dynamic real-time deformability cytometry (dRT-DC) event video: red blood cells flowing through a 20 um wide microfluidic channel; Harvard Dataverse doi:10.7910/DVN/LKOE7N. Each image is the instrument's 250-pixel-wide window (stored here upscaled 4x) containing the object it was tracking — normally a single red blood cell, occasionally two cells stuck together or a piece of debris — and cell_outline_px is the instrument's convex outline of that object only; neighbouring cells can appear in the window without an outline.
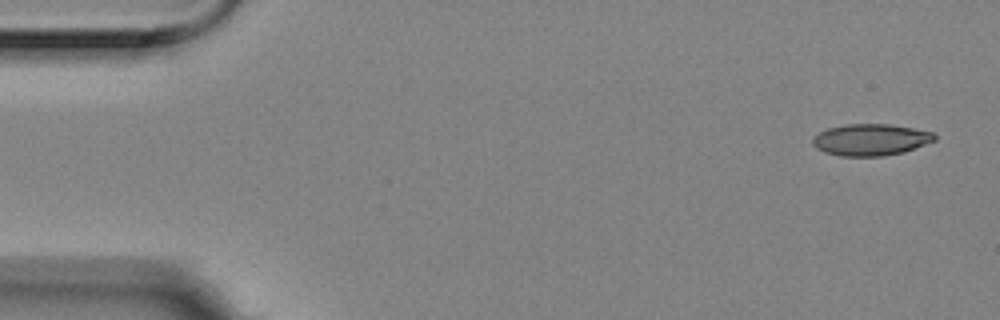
{"species": "Egyptian fruit bat (a non-hibernating species)", "species_latin": "Rousettus aegyptiacus", "temperature_condition": "room temperature", "stored_images_in_passage": 5, "camera_frame_rate_fps": 3000, "um_per_image_px": 0.085, "animal": {"sex": "female"}, "frame": {"image": 1, "passage_image": 1, "time_ms": 0.0, "image_size_px": [1000, 320], "cell_outline_px": [[936, 140], [904, 152], [884, 156], [840, 156], [824, 152], [816, 148], [812, 144], [812, 140], [820, 132], [828, 128], [844, 124], [888, 124], [912, 128], [932, 132], [936, 136]], "centroid_in_image_um": [74.0, 11.88], "position_along_channel_um": 11.0, "area_um2": 22.43}}
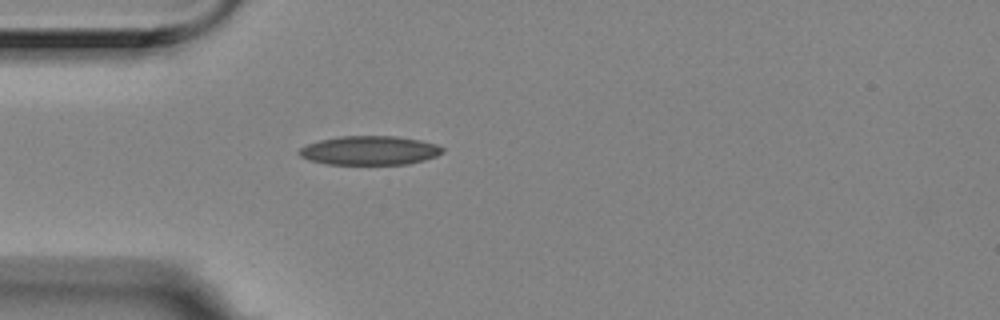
{"frame": {"image": 2, "passage_image": 5, "time_ms": 1.333, "image_size_px": [1000, 320], "cell_outline_px": [[444, 152], [436, 156], [424, 160], [408, 164], [328, 164], [308, 160], [300, 156], [296, 152], [300, 148], [308, 144], [320, 140], [340, 136], [396, 136], [420, 140], [436, 144], [444, 148]], "centroid_in_image_um": [31.41, 12.79], "position_along_channel_um": 53.6, "area_um2": 24.28}}